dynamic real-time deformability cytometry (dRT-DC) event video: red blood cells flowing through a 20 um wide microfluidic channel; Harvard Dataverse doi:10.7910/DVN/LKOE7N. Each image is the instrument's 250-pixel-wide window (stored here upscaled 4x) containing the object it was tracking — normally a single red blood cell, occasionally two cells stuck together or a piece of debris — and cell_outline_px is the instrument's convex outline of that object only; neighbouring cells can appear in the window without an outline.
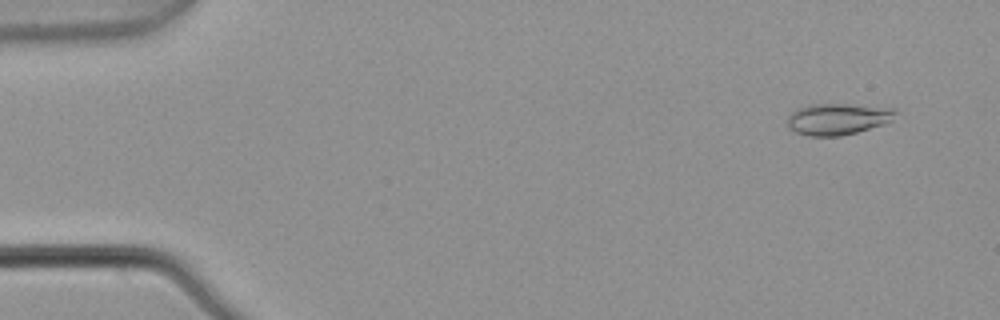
{"species": "common noctule bat (a hibernating species)", "species_latin": "Nyctalus noctula", "temperature_condition": "warm", "stored_images_in_passage": 4, "camera_frame_rate_fps": 3000, "um_per_image_px": 0.085, "animal": {"sex": "male", "body_mass_g": 21.5, "forearm_length_mm": 52.0}, "frame": {"image": 1, "passage_image": 1, "time_ms": 0.0, "image_size_px": [1000, 320], "cell_outline_px": [[896, 112], [892, 120], [884, 124], [856, 132], [840, 136], [808, 136], [796, 132], [788, 128], [788, 116], [796, 108], [808, 104], [848, 104], [896, 108]], "centroid_in_image_um": [71.19, 10.11], "position_along_channel_um": 13.8, "area_um2": 19.88}}